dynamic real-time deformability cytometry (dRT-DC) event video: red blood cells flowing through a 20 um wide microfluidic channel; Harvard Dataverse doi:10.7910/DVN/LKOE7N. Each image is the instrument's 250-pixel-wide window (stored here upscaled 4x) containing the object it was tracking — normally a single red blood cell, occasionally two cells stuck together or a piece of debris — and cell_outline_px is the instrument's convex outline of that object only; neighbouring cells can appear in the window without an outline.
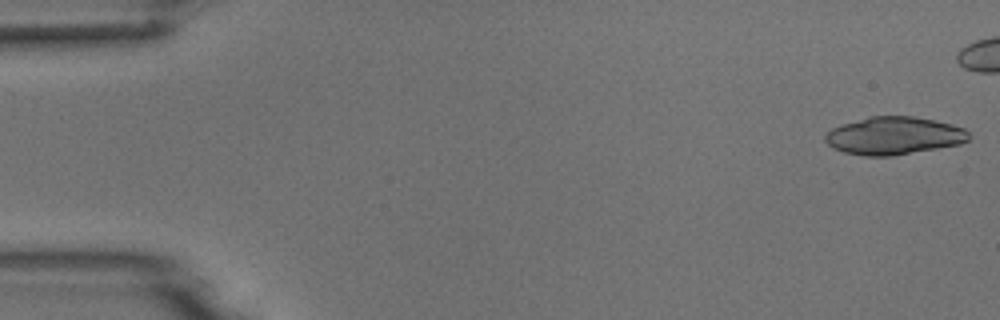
{"species": "common noctule bat (a hibernating species)", "species_latin": "Nyctalus noctula", "temperature_condition": "room temperature", "stored_images_in_passage": 5, "camera_frame_rate_fps": 3000, "um_per_image_px": 0.085, "animal": {"sex": "male", "body_mass_g": 18.8}, "frame": {"image": 1, "passage_image": 1, "time_ms": 0.0, "image_size_px": [1000, 320], "cell_outline_px": [[972, 136], [968, 140], [960, 144], [892, 156], [864, 156], [844, 152], [832, 148], [824, 140], [824, 136], [832, 128], [840, 124], [868, 116], [912, 116], [952, 124], [964, 128]], "centroid_in_image_um": [75.96, 11.53], "position_along_channel_um": 9.0, "area_um2": 31.73}}
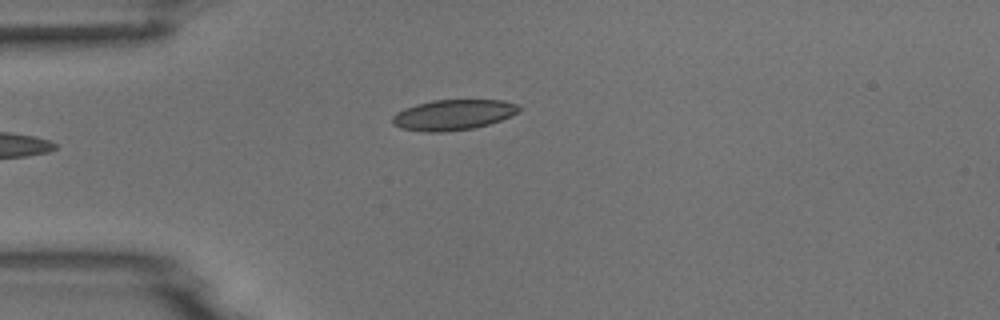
{"frame": {"image": 2, "passage_image": 5, "time_ms": 5.667, "image_size_px": [1000, 320], "cell_outline_px": [[524, 108], [520, 112], [512, 116], [488, 124], [472, 128], [440, 132], [424, 132], [400, 128], [392, 124], [392, 116], [396, 112], [404, 108], [416, 104], [432, 100], [500, 100], [520, 104]], "centroid_in_image_um": [38.54, 9.75], "position_along_channel_um": 46.5, "area_um2": 22.72}}